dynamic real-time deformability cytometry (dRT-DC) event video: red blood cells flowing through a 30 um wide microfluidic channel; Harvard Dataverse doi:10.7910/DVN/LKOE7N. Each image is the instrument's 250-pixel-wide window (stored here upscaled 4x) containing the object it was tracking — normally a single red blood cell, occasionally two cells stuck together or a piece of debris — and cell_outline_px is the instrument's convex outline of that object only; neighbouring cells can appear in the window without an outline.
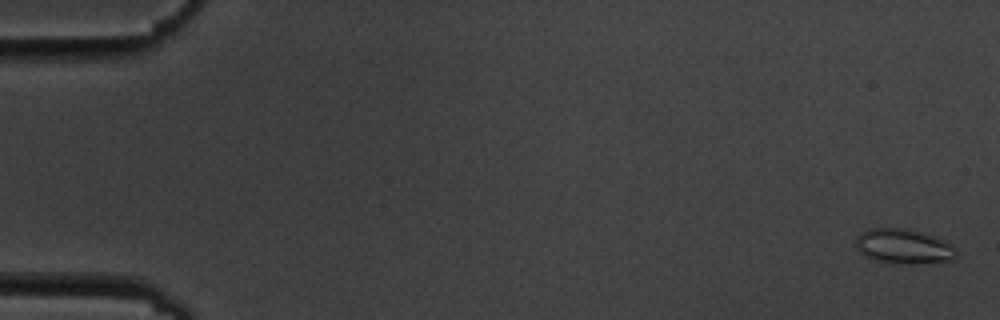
{"species": "common noctule bat (a hibernating species)", "species_latin": "Nyctalus noctula", "temperature_condition": "cold", "stored_images_in_passage": 5, "camera_frame_rate_fps": 3000, "um_per_image_px": 0.085, "animal": {"sex": "male", "body_mass_g": 19.5, "forearm_length_mm": 54.6}, "frame": {"image": 1, "passage_image": 1, "time_ms": 0.0, "image_size_px": [1000, 320], "cell_outline_px": [[956, 256], [952, 260], [916, 264], [896, 264], [872, 260], [864, 256], [856, 248], [856, 236], [860, 232], [868, 228], [908, 228], [936, 236], [948, 240], [956, 248]], "centroid_in_image_um": [76.81, 20.94], "position_along_channel_um": 8.2, "area_um2": 21.04}}
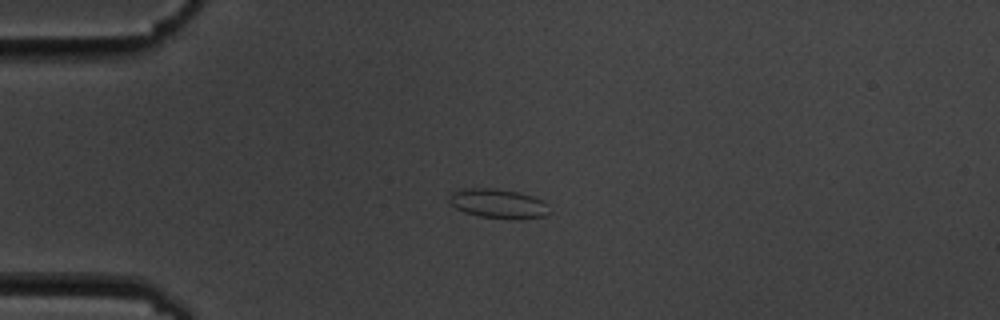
{"frame": {"image": 2, "passage_image": 5, "time_ms": 4.333, "image_size_px": [1000, 320], "cell_outline_px": [[552, 212], [544, 216], [520, 220], [516, 220], [480, 216], [464, 212], [456, 208], [448, 200], [452, 192], [460, 188], [496, 188], [520, 192], [532, 196], [540, 200]], "centroid_in_image_um": [42.34, 17.31], "position_along_channel_um": 42.7, "area_um2": 17.28}}